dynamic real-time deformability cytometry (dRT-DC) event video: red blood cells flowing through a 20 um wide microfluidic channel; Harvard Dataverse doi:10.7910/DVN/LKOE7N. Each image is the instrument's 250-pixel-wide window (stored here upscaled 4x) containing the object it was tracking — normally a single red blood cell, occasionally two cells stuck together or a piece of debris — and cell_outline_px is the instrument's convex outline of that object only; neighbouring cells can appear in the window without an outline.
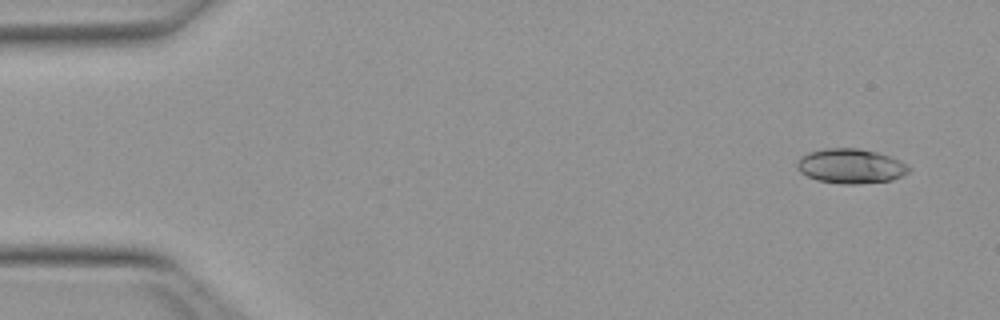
{"species": "Egyptian fruit bat (a non-hibernating species)", "species_latin": "Rousettus aegyptiacus", "temperature_condition": "warm", "stored_images_in_passage": 8, "camera_frame_rate_fps": 3000, "um_per_image_px": 0.085, "animal": {"sex": "female"}, "frame": {"image": 1, "passage_image": 1, "time_ms": 0.0, "image_size_px": [1000, 320], "cell_outline_px": [[912, 168], [908, 172], [892, 180], [860, 184], [840, 184], [816, 180], [800, 172], [796, 168], [796, 160], [800, 156], [808, 152], [824, 148], [860, 148], [876, 152], [900, 160], [908, 164]], "centroid_in_image_um": [72.28, 14.12], "position_along_channel_um": 12.7, "area_um2": 22.89}}